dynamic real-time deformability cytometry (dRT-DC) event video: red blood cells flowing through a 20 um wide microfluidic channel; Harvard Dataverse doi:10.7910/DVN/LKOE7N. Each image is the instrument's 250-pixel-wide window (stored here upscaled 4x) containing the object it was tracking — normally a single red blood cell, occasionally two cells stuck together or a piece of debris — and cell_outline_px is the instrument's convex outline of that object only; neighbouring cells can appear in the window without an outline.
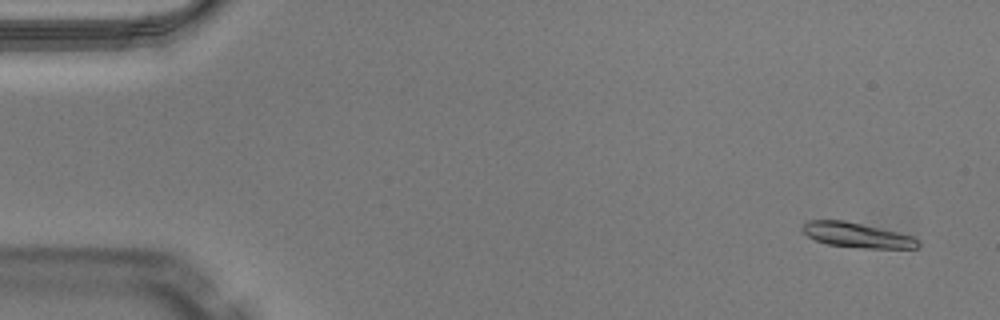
{"species": "Egyptian fruit bat (a non-hibernating species)", "species_latin": "Rousettus aegyptiacus", "temperature_condition": "warm", "stored_images_in_passage": 49, "camera_frame_rate_fps": 3000, "um_per_image_px": 0.085, "animal": {"sex": "male"}, "frame": {"image": 1, "passage_image": 2, "time_ms": 0.333, "image_size_px": [1000, 320], "cell_outline_px": [[920, 244], [916, 248], [864, 248], [828, 244], [816, 240], [808, 236], [800, 228], [808, 220], [844, 220], [900, 232], [912, 236]], "centroid_in_image_um": [72.83, 19.97], "position_along_channel_um": 12.2, "area_um2": 16.65}}
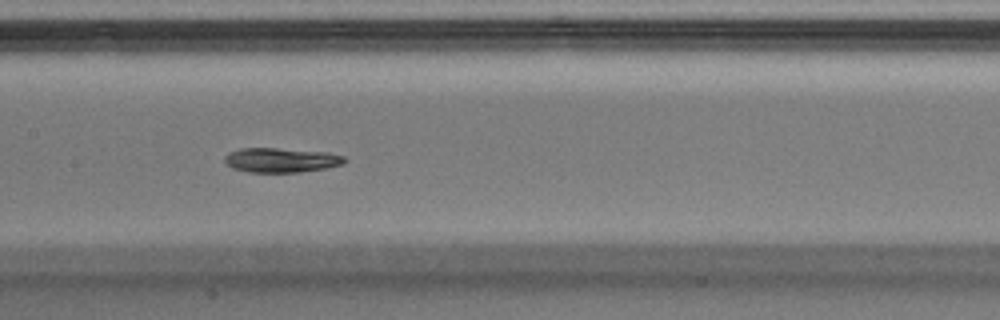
{"frame": {"image": 2, "passage_image": 24, "time_ms": 7.667, "image_size_px": [1000, 320], "cell_outline_px": [[348, 160], [344, 164], [324, 168], [300, 172], [248, 172], [232, 168], [224, 164], [224, 156], [228, 152], [240, 148], [276, 148], [328, 152], [344, 156]], "centroid_in_image_um": [23.87, 13.6], "position_along_channel_um": 183.5, "area_um2": 17.34}}
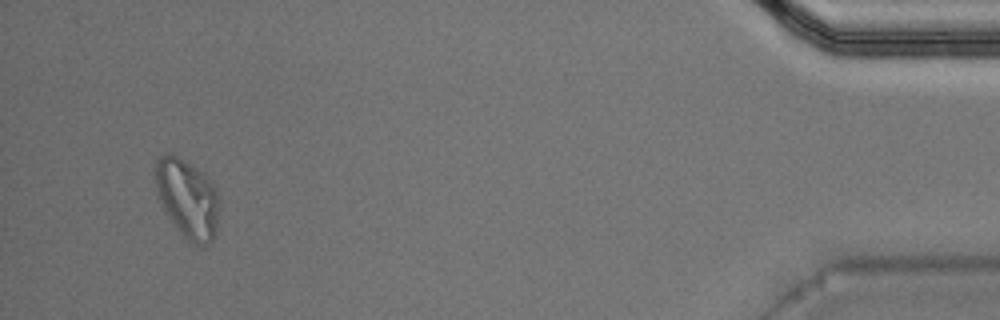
{"frame": {"image": 3, "passage_image": 47, "time_ms": 15.333, "image_size_px": [1000, 320], "cell_outline_px": [[220, 200], [216, 236], [204, 248], [192, 244], [180, 232], [168, 216], [156, 192], [156, 160], [164, 152], [172, 152], [204, 172], [208, 176], [216, 188]], "centroid_in_image_um": [15.98, 16.87], "position_along_channel_um": 419.2, "area_um2": 29.94}, "authors_computed_cell_mechanics": {"area_um2": 17.5134, "velocity_mm_per_s": 4.0239, "shape_relaxation_time_tau1_ms": 6.384, "shape_relaxation_time_tau2_ms": 3.7248, "deformation_change_tau1": 0.1636, "deformation_change_tau2": 0.0647}}